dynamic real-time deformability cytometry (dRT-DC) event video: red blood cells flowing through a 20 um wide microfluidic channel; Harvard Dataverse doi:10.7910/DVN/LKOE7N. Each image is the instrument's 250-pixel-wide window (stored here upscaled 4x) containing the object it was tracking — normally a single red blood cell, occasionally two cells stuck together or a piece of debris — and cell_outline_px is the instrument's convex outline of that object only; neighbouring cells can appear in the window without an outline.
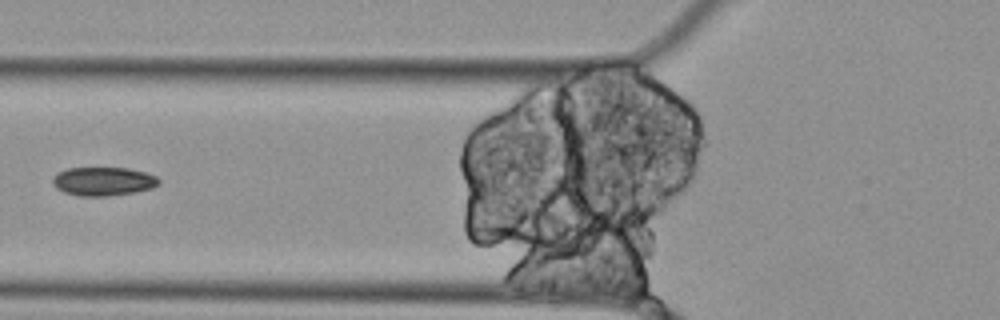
{"species": "Egyptian fruit bat (a non-hibernating species)", "species_latin": "Rousettus aegyptiacus", "temperature_condition": "cold", "stored_images_in_passage": 4, "segment_of_instrument_passage": [3, 3], "camera_frame_rate_fps": 3000, "um_per_image_px": 0.085, "animal": {"sex": "female"}, "frame": {"image": 1, "passage_image": 4, "time_ms": 1.0, "image_size_px": [1000, 320], "cell_outline_px": [[160, 184], [152, 188], [132, 192], [108, 196], [80, 196], [64, 192], [56, 188], [52, 184], [52, 176], [56, 172], [68, 168], [128, 168], [144, 172], [156, 176], [160, 180]], "centroid_in_image_um": [8.74, 15.41], "position_along_channel_um": 117.1, "area_um2": 17.8}}